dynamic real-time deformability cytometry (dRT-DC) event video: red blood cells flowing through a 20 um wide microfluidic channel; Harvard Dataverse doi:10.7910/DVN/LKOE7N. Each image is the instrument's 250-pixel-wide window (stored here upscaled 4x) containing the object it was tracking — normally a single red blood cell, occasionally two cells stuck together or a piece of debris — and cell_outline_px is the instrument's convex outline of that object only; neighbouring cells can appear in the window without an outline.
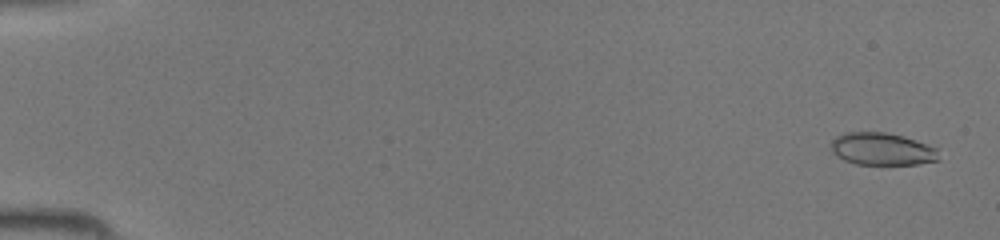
{"species": "common noctule bat (a hibernating species)", "species_latin": "Nyctalus noctula", "temperature_condition": "room temperature", "stored_images_in_passage": 45, "camera_frame_rate_fps": 3000, "um_per_image_px": 0.085, "animal": {"sex": "female", "body_mass_g": 19.5, "forearm_length_mm": 54.1}, "frame": {"image": 1, "passage_image": 2, "time_ms": 0.333, "image_size_px": [1000, 240], "cell_outline_px": [[940, 160], [916, 164], [856, 164], [844, 160], [836, 156], [832, 152], [832, 140], [836, 136], [844, 132], [884, 132], [904, 136], [916, 140], [936, 148]], "centroid_in_image_um": [74.96, 12.66], "position_along_channel_um": 10.0, "area_um2": 20.35}}
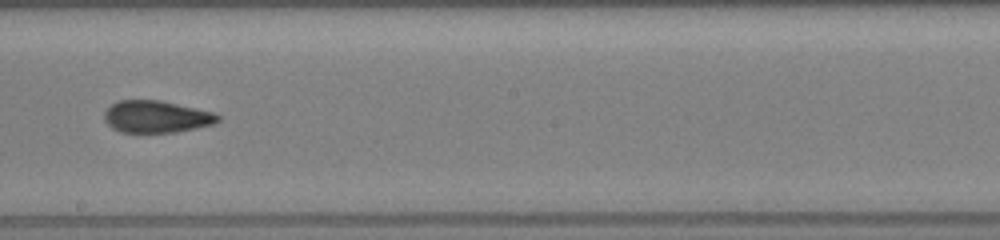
{"frame": {"image": 2, "passage_image": 27, "time_ms": 8.667, "image_size_px": [1000, 240], "cell_outline_px": [[220, 120], [216, 124], [176, 132], [120, 132], [112, 128], [104, 120], [104, 112], [112, 104], [120, 100], [160, 100], [216, 112], [220, 116]], "centroid_in_image_um": [13.33, 9.92], "position_along_channel_um": 234.9, "area_um2": 21.39}}
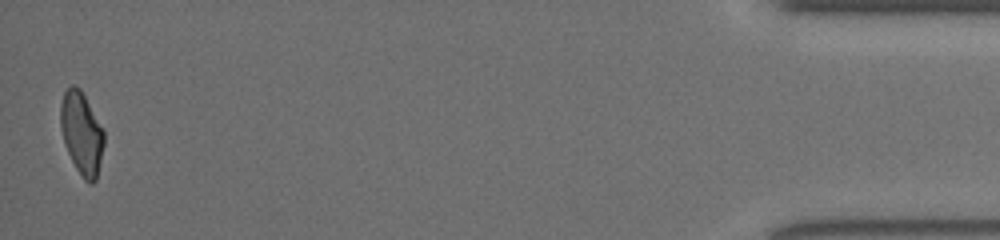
{"frame": {"image": 3, "passage_image": 45, "time_ms": 14.667, "image_size_px": [1000, 240], "cell_outline_px": [[104, 144], [96, 180], [92, 184], [88, 184], [84, 180], [76, 168], [64, 144], [60, 124], [60, 104], [64, 92], [72, 84], [80, 88], [104, 128]], "centroid_in_image_um": [6.94, 11.32], "position_along_channel_um": 428.3, "area_um2": 21.04}}